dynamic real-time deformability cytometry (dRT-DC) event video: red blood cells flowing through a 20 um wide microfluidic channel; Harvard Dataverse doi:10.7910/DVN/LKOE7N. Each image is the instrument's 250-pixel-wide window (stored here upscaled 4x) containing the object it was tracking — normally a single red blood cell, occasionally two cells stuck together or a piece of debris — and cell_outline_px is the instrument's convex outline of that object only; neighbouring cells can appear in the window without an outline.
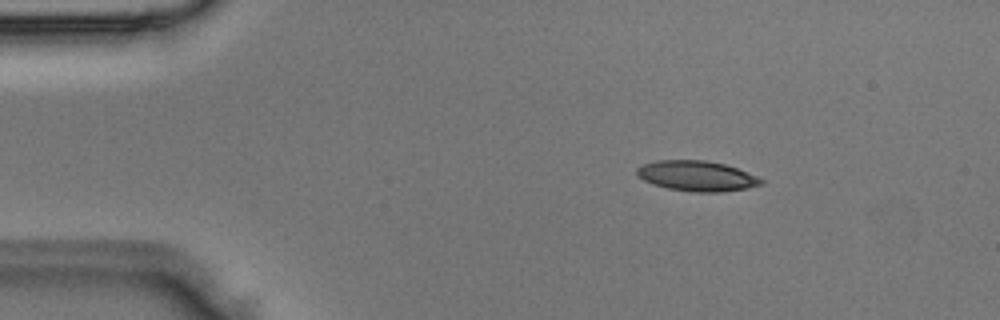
{"species": "Egyptian fruit bat (a non-hibernating species)", "species_latin": "Rousettus aegyptiacus", "temperature_condition": "room temperature", "stored_images_in_passage": 3, "camera_frame_rate_fps": 3000, "um_per_image_px": 0.085, "animal": {"sex": "male"}, "frame": {"image": 1, "passage_image": 1, "time_ms": 0.0, "image_size_px": [1000, 320], "cell_outline_px": [[764, 180], [760, 184], [744, 188], [724, 192], [692, 192], [668, 188], [652, 184], [636, 176], [636, 168], [644, 164], [656, 160], [704, 160], [724, 164], [736, 168], [756, 176]], "centroid_in_image_um": [59.17, 14.95], "position_along_channel_um": 25.8, "area_um2": 21.79}}